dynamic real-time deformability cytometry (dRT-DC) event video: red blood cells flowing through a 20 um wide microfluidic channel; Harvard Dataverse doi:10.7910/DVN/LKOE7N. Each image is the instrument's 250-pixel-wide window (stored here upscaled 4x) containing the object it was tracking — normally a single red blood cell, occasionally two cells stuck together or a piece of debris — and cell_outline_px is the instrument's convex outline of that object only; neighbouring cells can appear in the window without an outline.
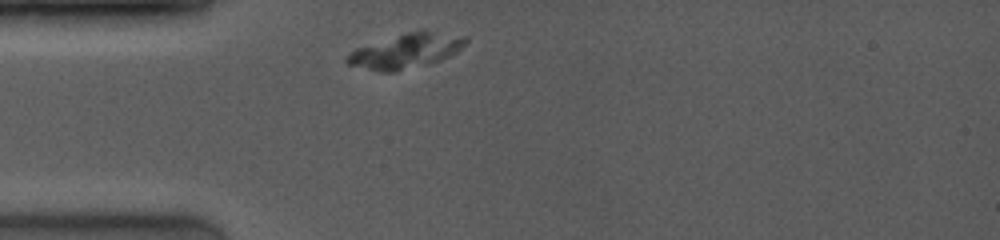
{"species": "common noctule bat (a hibernating species)", "species_latin": "Nyctalus noctula", "temperature_condition": "room temperature", "stored_images_in_passage": 33, "camera_frame_rate_fps": 4000, "um_per_image_px": 0.085, "animal": {"sex": "female", "body_mass_g": 19.0, "forearm_length_mm": 53.3}, "frame": {"image": 1, "passage_image": 2, "time_ms": 0.25, "image_size_px": [1000, 240], "cell_outline_px": [[468, 40], [456, 52], [440, 60], [396, 72], [380, 72], [348, 64], [344, 60], [344, 56], [356, 48], [408, 32], [428, 32], [464, 36]], "centroid_in_image_um": [34.44, 4.37], "position_along_channel_um": 50.6, "area_um2": 23.18}}
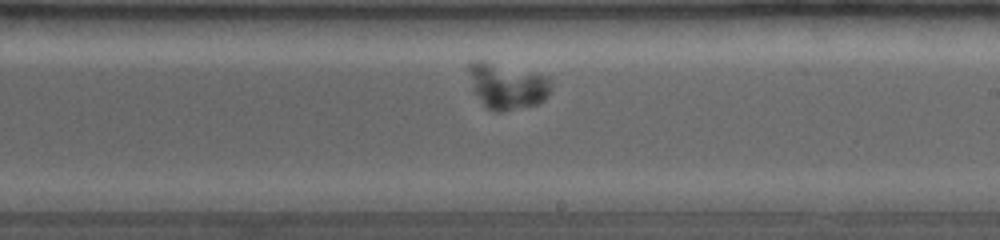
{"frame": {"image": 2, "passage_image": 20, "time_ms": 5.5, "image_size_px": [1000, 240], "cell_outline_px": [[548, 96], [544, 100], [536, 104], [504, 112], [496, 112], [488, 108], [484, 104], [472, 88], [468, 68], [468, 64], [472, 60], [484, 60], [544, 76], [548, 80]], "centroid_in_image_um": [43.03, 7.32], "position_along_channel_um": 246.0, "area_um2": 21.44}}
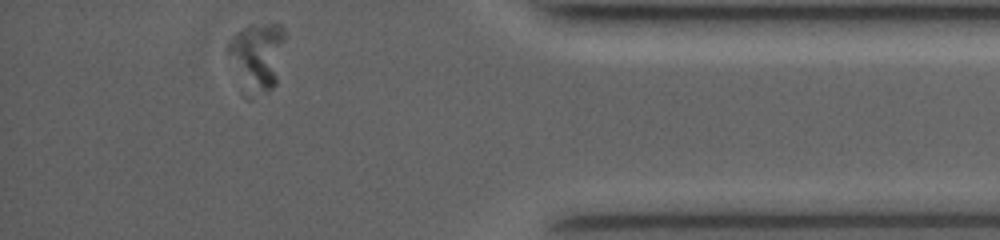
{"frame": {"image": 3, "passage_image": 33, "time_ms": 10.25, "image_size_px": [1000, 240], "cell_outline_px": [[284, 40], [276, 84], [272, 88], [260, 92], [228, 52], [228, 44], [244, 28], [252, 24], [280, 24], [284, 28]], "centroid_in_image_um": [22.03, 4.53], "position_along_channel_um": 413.2, "area_um2": 19.25}}